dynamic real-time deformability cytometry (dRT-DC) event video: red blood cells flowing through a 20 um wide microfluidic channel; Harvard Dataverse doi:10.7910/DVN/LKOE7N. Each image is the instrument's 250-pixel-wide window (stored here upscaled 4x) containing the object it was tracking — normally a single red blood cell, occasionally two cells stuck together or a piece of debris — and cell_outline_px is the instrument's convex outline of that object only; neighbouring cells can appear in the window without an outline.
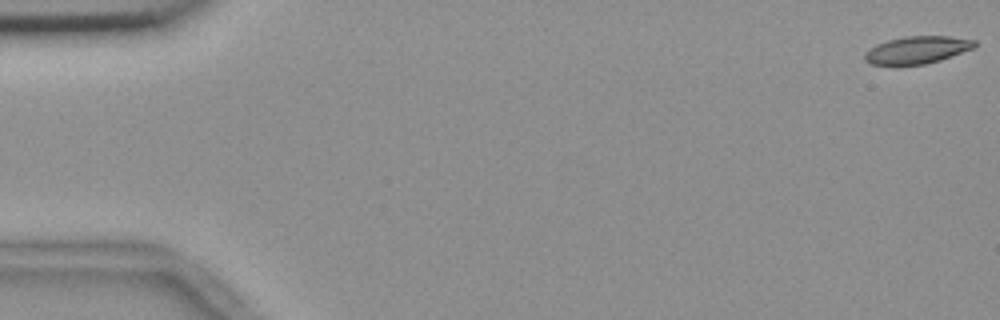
{"species": "common noctule bat (a hibernating species)", "species_latin": "Nyctalus noctula", "temperature_condition": "room temperature", "stored_images_in_passage": 55, "camera_frame_rate_fps": 3000, "um_per_image_px": 0.085, "animal": {"sex": "female", "body_mass_g": 18.4}, "frame": {"image": 1, "passage_image": 1, "time_ms": 0.0, "image_size_px": [1000, 320], "cell_outline_px": [[976, 44], [972, 48], [940, 60], [924, 64], [896, 68], [872, 64], [864, 60], [864, 52], [868, 48], [876, 44], [888, 40], [904, 36], [948, 36], [976, 40]], "centroid_in_image_um": [77.84, 4.28], "position_along_channel_um": 7.2, "area_um2": 18.09}}
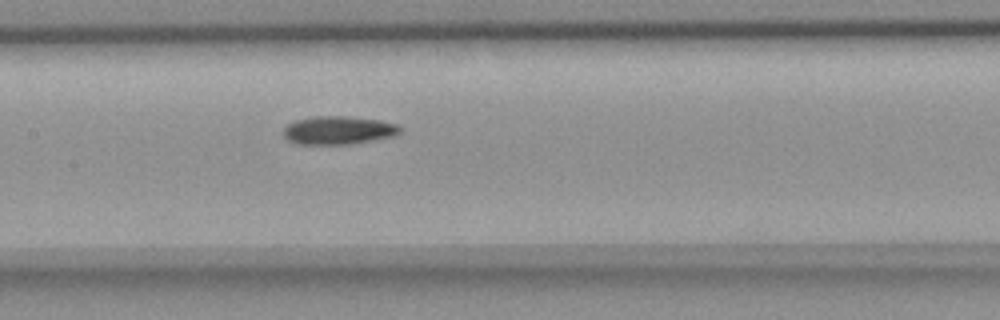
{"frame": {"image": 2, "passage_image": 27, "time_ms": 8.667, "image_size_px": [1000, 320], "cell_outline_px": [[400, 132], [392, 136], [352, 144], [296, 144], [288, 140], [284, 136], [284, 128], [288, 124], [296, 120], [316, 116], [344, 116], [380, 120], [396, 124], [400, 128]], "centroid_in_image_um": [28.73, 11.07], "position_along_channel_um": 178.7, "area_um2": 19.02}}
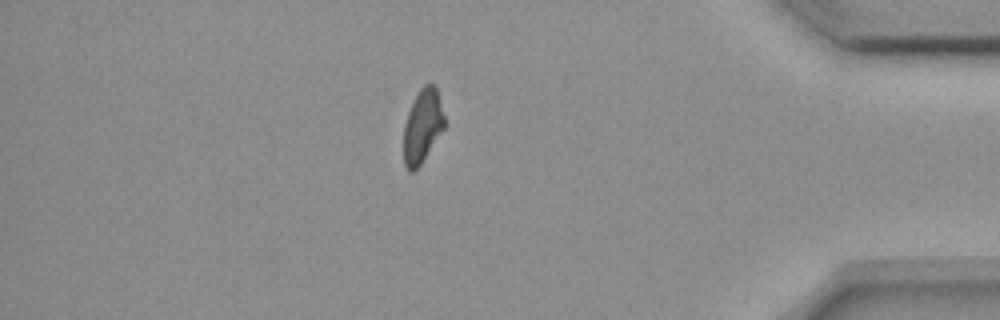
{"frame": {"image": 3, "passage_image": 48, "time_ms": 15.667, "image_size_px": [1000, 320], "cell_outline_px": [[444, 128], [420, 164], [412, 172], [408, 172], [404, 164], [404, 124], [408, 112], [420, 88], [424, 84], [436, 84], [444, 116]], "centroid_in_image_um": [35.91, 10.7], "position_along_channel_um": 399.3, "area_um2": 17.22}, "authors_computed_cell_mechanics": {"area_um2": 18.6116, "velocity_mm_per_s": 3.6834, "shape_relaxation_time_tau1_ms": 7.5816, "shape_relaxation_time_tau2_ms": null, "deformation_change_tau1": 0.1613, "deformation_change_tau2": null}}